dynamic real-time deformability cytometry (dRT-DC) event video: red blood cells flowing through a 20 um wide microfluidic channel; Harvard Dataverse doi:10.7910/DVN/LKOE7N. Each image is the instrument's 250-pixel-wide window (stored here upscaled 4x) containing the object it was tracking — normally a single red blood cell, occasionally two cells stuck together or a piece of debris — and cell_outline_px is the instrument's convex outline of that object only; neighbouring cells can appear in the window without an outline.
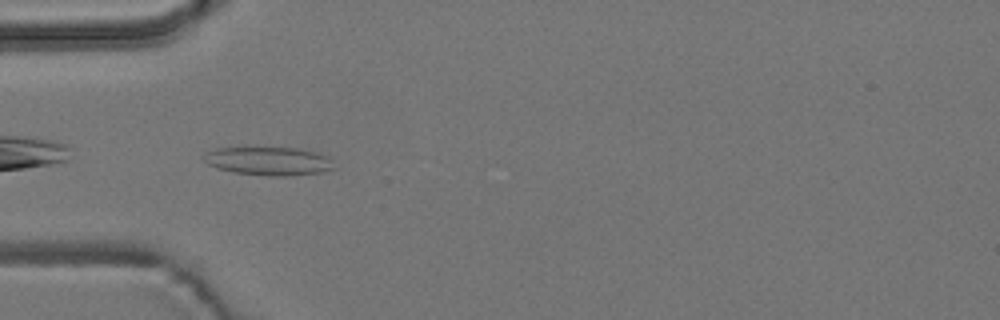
{"species": "common noctule bat (a hibernating species)", "species_latin": "Nyctalus noctula", "temperature_condition": "room temperature", "stored_images_in_passage": 5, "camera_frame_rate_fps": 3000, "um_per_image_px": 0.085, "animal": {"sex": "male", "body_mass_g": 19.2, "forearm_length_mm": 51.8}, "frame": {"image": 1, "passage_image": 4, "time_ms": 4.333, "image_size_px": [1000, 320], "cell_outline_px": [[336, 168], [324, 172], [288, 176], [268, 176], [232, 172], [216, 168], [208, 164], [204, 160], [204, 152], [216, 148], [244, 144], [304, 148], [328, 156], [332, 160]], "centroid_in_image_um": [22.81, 13.63], "position_along_channel_um": 62.2, "area_um2": 23.12}}